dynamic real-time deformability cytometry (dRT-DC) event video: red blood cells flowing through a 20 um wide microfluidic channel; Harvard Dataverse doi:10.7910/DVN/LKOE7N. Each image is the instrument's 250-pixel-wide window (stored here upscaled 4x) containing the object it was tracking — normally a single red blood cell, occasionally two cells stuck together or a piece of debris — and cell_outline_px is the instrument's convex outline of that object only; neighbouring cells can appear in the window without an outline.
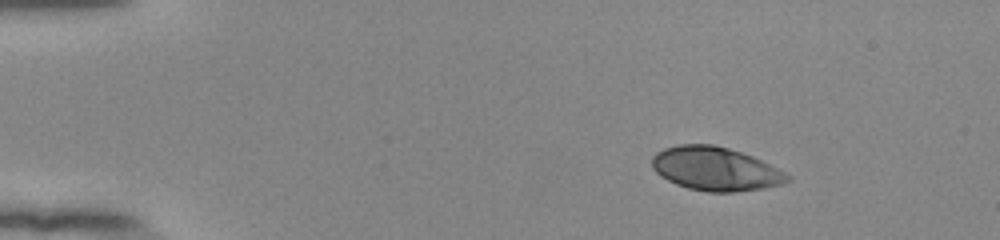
{"species": "human", "species_latin": "Homo sapiens", "temperature_condition": "room temperature", "stored_images_in_passage": 47, "camera_frame_rate_fps": 3000, "um_per_image_px": 0.085, "donor": {"sex": "female"}, "frame": {"image": 1, "passage_image": 1, "time_ms": 0.0, "image_size_px": [1000, 240], "cell_outline_px": [[792, 180], [780, 184], [764, 188], [732, 192], [708, 192], [688, 188], [676, 184], [660, 176], [652, 168], [652, 156], [656, 152], [664, 148], [680, 144], [712, 144], [728, 148], [752, 156], [792, 176]], "centroid_in_image_um": [60.79, 14.35], "position_along_channel_um": 24.2, "area_um2": 34.33}}
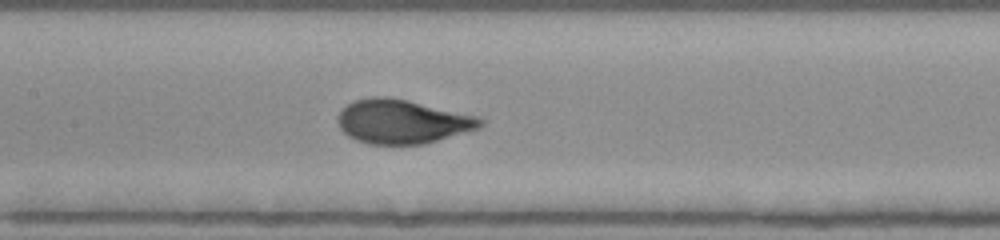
{"frame": {"image": 2, "passage_image": 20, "time_ms": 6.333, "image_size_px": [1000, 240], "cell_outline_px": [[484, 124], [480, 128], [424, 144], [368, 144], [356, 140], [348, 136], [340, 128], [336, 120], [336, 116], [352, 100], [372, 96], [388, 96], [408, 100], [480, 116], [484, 120]], "centroid_in_image_um": [34.2, 10.32], "position_along_channel_um": 173.2, "area_um2": 36.93}}
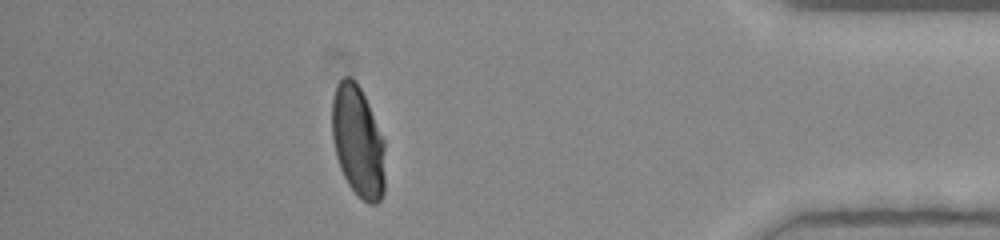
{"frame": {"image": 3, "passage_image": 41, "time_ms": 13.333, "image_size_px": [1000, 240], "cell_outline_px": [[384, 192], [380, 200], [376, 204], [368, 204], [348, 184], [340, 168], [336, 156], [332, 140], [332, 96], [336, 84], [344, 76], [348, 76], [356, 80], [368, 104], [384, 140]], "centroid_in_image_um": [30.41, 12.0], "position_along_channel_um": 404.8, "area_um2": 34.45}, "authors_computed_cell_mechanics": {"area_um2": 35.6048, "velocity_mm_per_s": 3.8603, "shape_relaxation_time_tau1_ms": 3.7541, "shape_relaxation_time_tau2_ms": null, "deformation_change_tau1": 0.2035, "deformation_change_tau2": null}}